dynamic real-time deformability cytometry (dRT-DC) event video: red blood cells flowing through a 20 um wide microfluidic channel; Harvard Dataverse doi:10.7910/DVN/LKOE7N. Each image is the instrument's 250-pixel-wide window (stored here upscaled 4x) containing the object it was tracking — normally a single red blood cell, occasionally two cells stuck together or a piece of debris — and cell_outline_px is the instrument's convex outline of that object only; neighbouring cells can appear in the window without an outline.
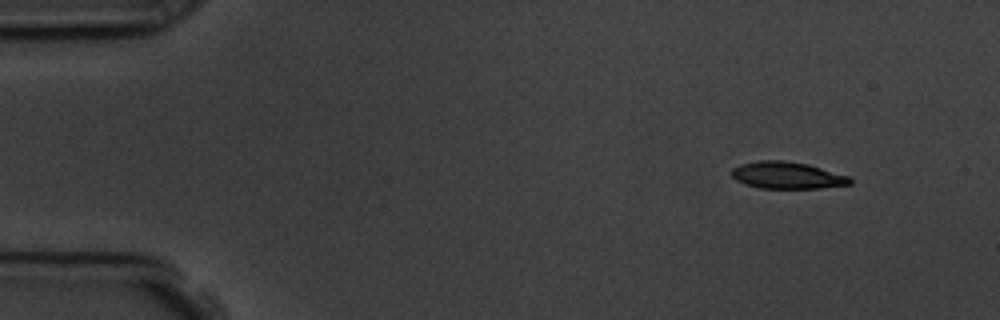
{"species": "common noctule bat (a hibernating species)", "species_latin": "Nyctalus noctula", "temperature_condition": "room temperature", "stored_images_in_passage": 5, "camera_frame_rate_fps": 3000, "um_per_image_px": 0.085, "animal": {"sex": "male", "body_mass_g": 19.5, "forearm_length_mm": 54.6}, "frame": {"image": 1, "passage_image": 2, "time_ms": 1.333, "image_size_px": [1000, 320], "cell_outline_px": [[852, 184], [820, 188], [760, 188], [744, 184], [736, 180], [732, 176], [732, 168], [740, 164], [756, 160], [784, 160], [808, 164], [848, 176], [852, 180]], "centroid_in_image_um": [66.88, 14.89], "position_along_channel_um": 18.1, "area_um2": 18.61}}
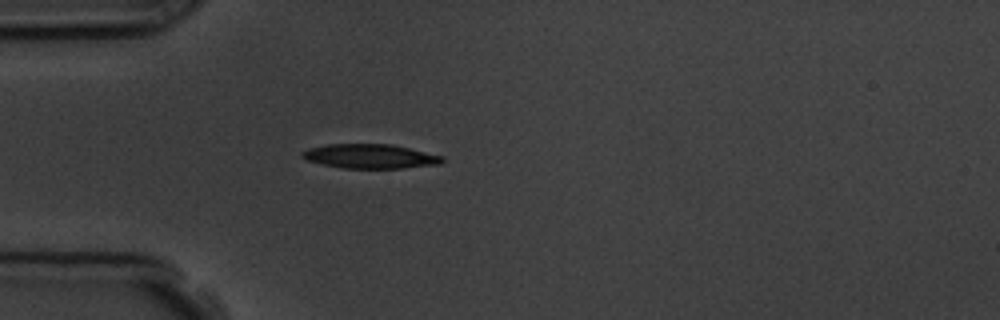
{"frame": {"image": 2, "passage_image": 5, "time_ms": 4.667, "image_size_px": [1000, 320], "cell_outline_px": [[444, 160], [440, 164], [404, 168], [344, 168], [324, 164], [308, 160], [300, 156], [300, 152], [308, 148], [324, 144], [392, 144], [444, 156]], "centroid_in_image_um": [31.46, 13.27], "position_along_channel_um": 53.5, "area_um2": 19.88}}